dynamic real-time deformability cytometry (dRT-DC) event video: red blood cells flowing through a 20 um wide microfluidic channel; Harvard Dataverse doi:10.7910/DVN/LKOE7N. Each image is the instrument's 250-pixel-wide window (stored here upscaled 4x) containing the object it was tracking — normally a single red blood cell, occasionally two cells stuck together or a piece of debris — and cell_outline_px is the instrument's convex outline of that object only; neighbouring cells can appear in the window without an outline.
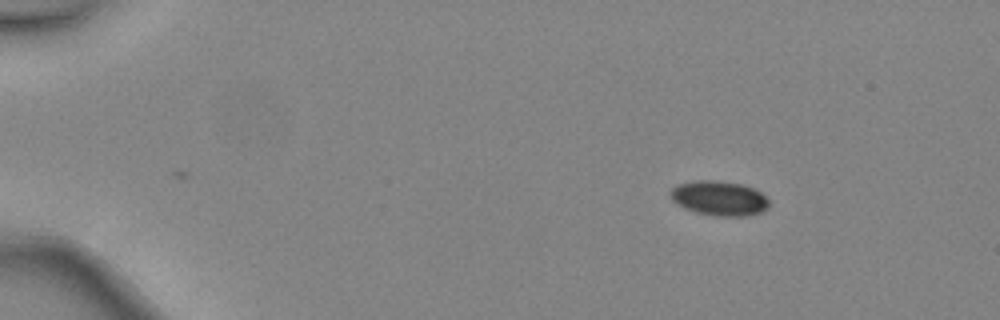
{"species": "common noctule bat (a hibernating species)", "species_latin": "Nyctalus noctula", "temperature_condition": "warm", "stored_images_in_passage": 4, "camera_frame_rate_fps": 3000, "um_per_image_px": 0.085, "animal": {"sex": "female", "body_mass_g": 24.6, "forearm_length_mm": 56.2}, "frame": {"image": 1, "passage_image": 4, "time_ms": 1.0, "image_size_px": [1000, 320], "cell_outline_px": [[768, 208], [760, 212], [748, 216], [716, 216], [696, 212], [684, 208], [672, 200], [668, 192], [672, 188], [680, 184], [696, 180], [712, 180], [744, 184], [760, 192], [768, 200]], "centroid_in_image_um": [61.12, 16.85], "position_along_channel_um": 23.9, "area_um2": 19.88}}